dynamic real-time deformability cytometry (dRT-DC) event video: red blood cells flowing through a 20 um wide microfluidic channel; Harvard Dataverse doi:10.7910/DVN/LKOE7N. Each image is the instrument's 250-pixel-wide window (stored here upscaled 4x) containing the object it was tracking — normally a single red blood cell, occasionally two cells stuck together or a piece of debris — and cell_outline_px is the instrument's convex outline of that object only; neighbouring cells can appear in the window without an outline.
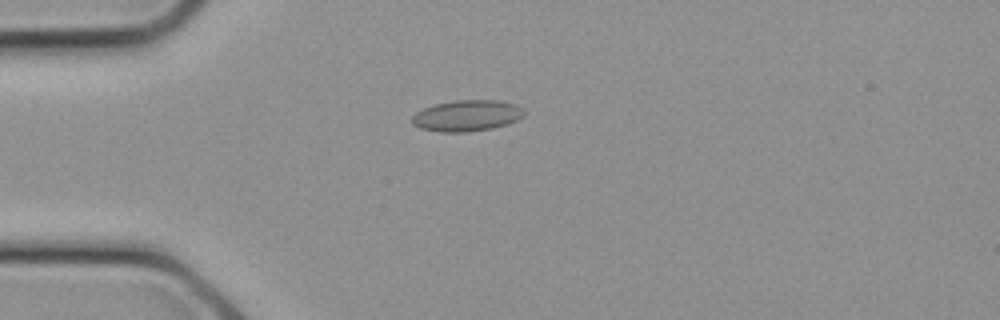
{"species": "common noctule bat (a hibernating species)", "species_latin": "Nyctalus noctula", "temperature_condition": "cold", "stored_images_in_passage": 9, "camera_frame_rate_fps": 3000, "um_per_image_px": 0.085, "animal": {"sex": "female", "body_mass_g": 21.9}, "frame": {"image": 1, "passage_image": 3, "time_ms": 0.667, "image_size_px": [1000, 320], "cell_outline_px": [[524, 112], [516, 120], [508, 124], [492, 128], [468, 132], [440, 132], [420, 128], [412, 124], [412, 116], [416, 112], [424, 108], [436, 104], [456, 100], [496, 100], [516, 104], [524, 108]], "centroid_in_image_um": [39.67, 9.83], "position_along_channel_um": 45.3, "area_um2": 20.29}}
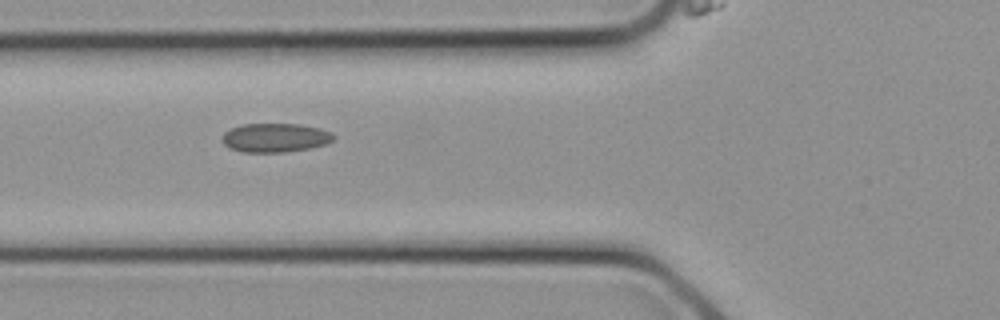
{"frame": {"image": 2, "passage_image": 6, "time_ms": 1.667, "image_size_px": [1000, 320], "cell_outline_px": [[336, 136], [332, 140], [324, 144], [308, 148], [284, 152], [244, 152], [228, 148], [220, 140], [224, 132], [232, 128], [244, 124], [300, 124], [320, 128], [332, 132]], "centroid_in_image_um": [23.37, 11.7], "position_along_channel_um": 102.4, "area_um2": 18.79}}
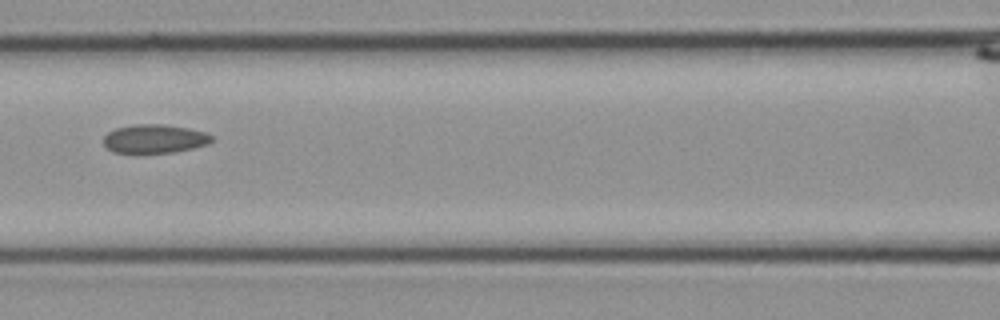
{"frame": {"image": 3, "passage_image": 8, "time_ms": 2.333, "image_size_px": [1000, 320], "cell_outline_px": [[212, 140], [208, 144], [176, 152], [136, 156], [112, 152], [104, 144], [104, 136], [108, 132], [116, 128], [136, 124], [160, 124], [188, 128], [204, 132], [212, 136]], "centroid_in_image_um": [13.08, 11.85], "position_along_channel_um": 153.5, "area_um2": 18.73}}